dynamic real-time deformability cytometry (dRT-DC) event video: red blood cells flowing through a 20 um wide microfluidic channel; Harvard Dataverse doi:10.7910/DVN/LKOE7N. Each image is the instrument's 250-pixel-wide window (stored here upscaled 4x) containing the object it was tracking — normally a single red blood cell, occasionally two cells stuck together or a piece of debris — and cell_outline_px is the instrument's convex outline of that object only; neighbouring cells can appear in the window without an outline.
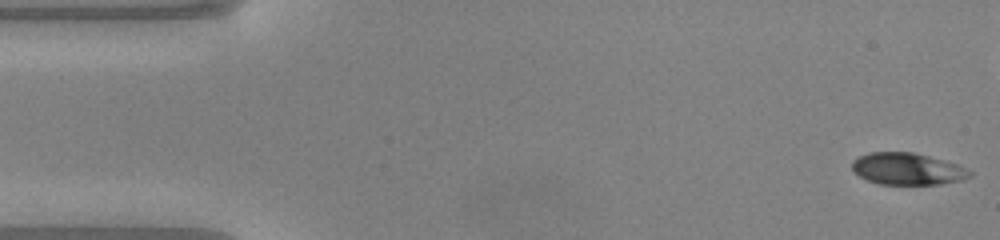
{"species": "common noctule bat (a hibernating species)", "species_latin": "Nyctalus noctula", "temperature_condition": "warm", "stored_images_in_passage": 41, "camera_frame_rate_fps": 3000, "um_per_image_px": 0.085, "animal": {"sex": "male", "body_mass_g": 20.0, "forearm_length_mm": 53.3}, "frame": {"image": 1, "passage_image": 1, "time_ms": 0.0, "image_size_px": [1000, 240], "cell_outline_px": [[972, 176], [960, 180], [940, 184], [880, 184], [868, 180], [860, 176], [852, 168], [852, 160], [868, 152], [912, 152], [928, 156], [956, 164], [972, 172]], "centroid_in_image_um": [77.11, 14.35], "position_along_channel_um": 7.9, "area_um2": 21.56}}
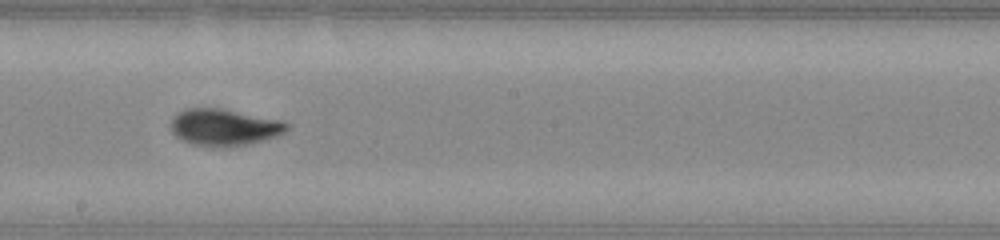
{"frame": {"image": 2, "passage_image": 26, "time_ms": 8.333, "image_size_px": [1000, 240], "cell_outline_px": [[288, 128], [284, 132], [276, 136], [264, 140], [228, 148], [212, 148], [192, 144], [176, 136], [172, 132], [172, 116], [176, 112], [184, 108], [220, 108], [284, 120], [288, 124]], "centroid_in_image_um": [19.04, 10.82], "position_along_channel_um": 229.2, "area_um2": 25.2}}
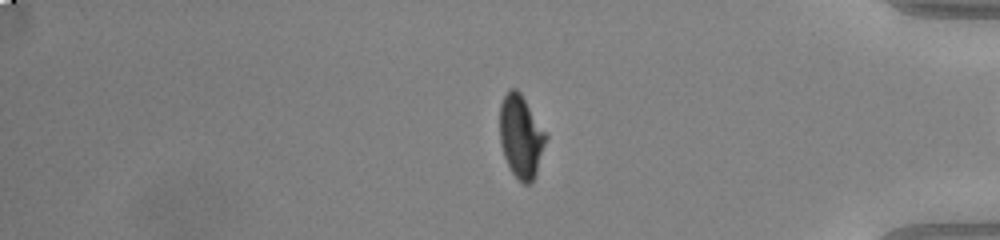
{"frame": {"image": 3, "passage_image": 40, "time_ms": 13.0, "image_size_px": [1000, 240], "cell_outline_px": [[548, 136], [536, 172], [532, 180], [528, 184], [524, 184], [512, 172], [504, 156], [500, 144], [500, 104], [508, 88], [516, 88], [520, 92]], "centroid_in_image_um": [44.27, 11.56], "position_along_channel_um": 390.9, "area_um2": 21.96}, "authors_computed_cell_mechanics": {"area_um2": 23.1778, "velocity_mm_per_s": 4.1053, "shape_relaxation_time_tau1_ms": 2.2592, "shape_relaxation_time_tau2_ms": 1.3088, "deformation_change_tau1": 0.1567, "deformation_change_tau2": 0.0535}}